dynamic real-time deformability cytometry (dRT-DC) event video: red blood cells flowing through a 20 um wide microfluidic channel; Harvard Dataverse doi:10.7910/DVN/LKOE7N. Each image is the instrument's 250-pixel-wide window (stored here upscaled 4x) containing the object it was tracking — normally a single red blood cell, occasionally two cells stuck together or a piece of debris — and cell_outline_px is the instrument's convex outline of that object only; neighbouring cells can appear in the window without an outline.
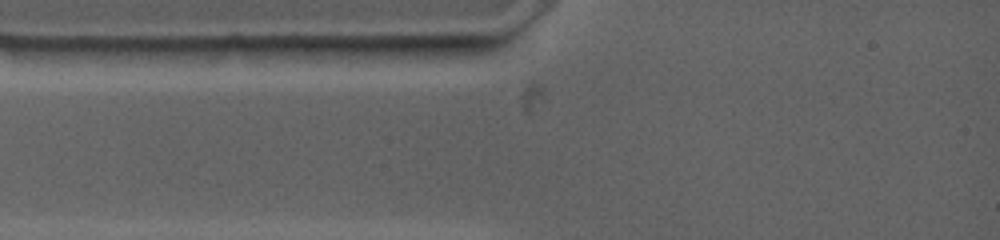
{"species": "common noctule bat (a hibernating species)", "species_latin": "Nyctalus noctula", "temperature_condition": "warm", "stored_images_in_passage": 2, "camera_frame_rate_fps": 4500, "um_per_image_px": 0.085, "animal": {"sex": "female", "body_mass_g": 19.0, "forearm_length_mm": 53.3}, "frame": {"image": 1, "passage_image": 2, "time_ms": 0.444, "image_size_px": [1000, 240], "cell_outline_px": [[460, 44], [428, 60], [308, 64], [300, 48], [316, 44]], "centroid_in_image_um": [31.6, 4.48], "position_along_channel_um": 53.4, "area_um2": 17.92}}